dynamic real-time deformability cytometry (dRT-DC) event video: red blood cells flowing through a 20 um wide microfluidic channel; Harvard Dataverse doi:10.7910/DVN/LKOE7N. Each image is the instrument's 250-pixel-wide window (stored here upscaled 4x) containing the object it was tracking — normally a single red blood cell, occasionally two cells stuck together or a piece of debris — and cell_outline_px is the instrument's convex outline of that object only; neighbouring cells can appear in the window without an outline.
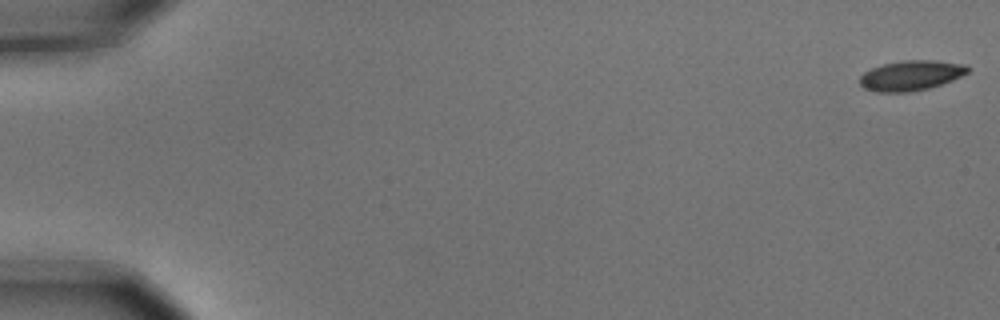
{"species": "common noctule bat (a hibernating species)", "species_latin": "Nyctalus noctula", "temperature_condition": "cold", "stored_images_in_passage": 5, "camera_frame_rate_fps": 3000, "um_per_image_px": 0.085, "animal": {"sex": "male", "body_mass_g": 15.6}, "frame": {"image": 1, "passage_image": 1, "time_ms": 0.0, "image_size_px": [1000, 320], "cell_outline_px": [[972, 68], [968, 72], [952, 80], [928, 88], [908, 92], [876, 92], [864, 88], [860, 84], [860, 76], [864, 72], [872, 68], [884, 64], [900, 60], [936, 60], [968, 64]], "centroid_in_image_um": [77.46, 6.4], "position_along_channel_um": 7.5, "area_um2": 19.02}}